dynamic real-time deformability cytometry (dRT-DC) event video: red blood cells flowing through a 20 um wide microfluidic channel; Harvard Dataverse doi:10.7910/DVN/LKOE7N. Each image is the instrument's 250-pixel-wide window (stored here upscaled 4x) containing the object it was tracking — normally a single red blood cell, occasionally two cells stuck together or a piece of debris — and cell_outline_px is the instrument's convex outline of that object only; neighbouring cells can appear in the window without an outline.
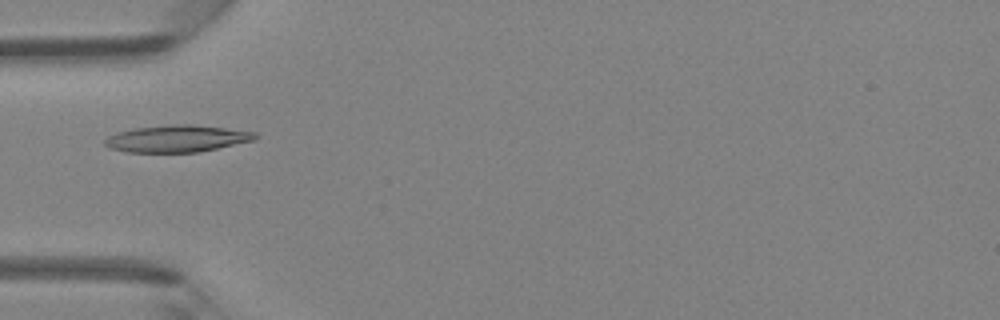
{"species": "Egyptian fruit bat (a non-hibernating species)", "species_latin": "Rousettus aegyptiacus", "temperature_condition": "room temperature", "stored_images_in_passage": 37, "camera_frame_rate_fps": 3000, "um_per_image_px": 0.085, "animal": {"sex": "female"}, "frame": {"image": 1, "passage_image": 5, "time_ms": 1.333, "image_size_px": [1000, 320], "cell_outline_px": [[260, 136], [252, 140], [200, 152], [128, 152], [108, 148], [104, 144], [104, 140], [108, 136], [116, 132], [136, 128], [172, 124], [192, 124], [256, 132]], "centroid_in_image_um": [15.01, 11.78], "position_along_channel_um": 70.0, "area_um2": 23.52}}
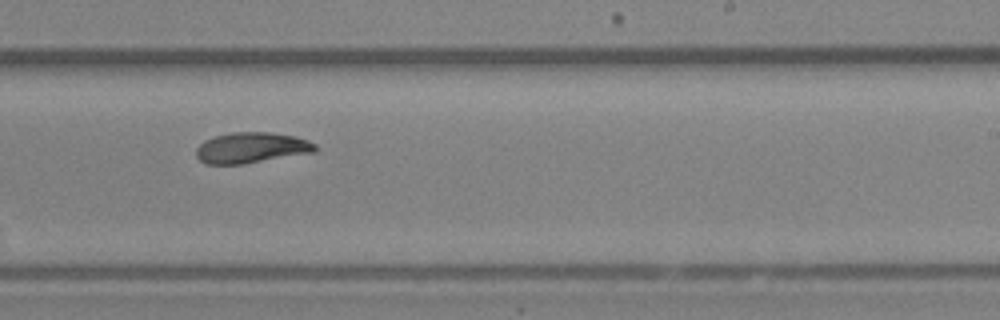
{"frame": {"image": 2, "passage_image": 19, "time_ms": 6.0, "image_size_px": [1000, 320], "cell_outline_px": [[316, 148], [312, 152], [244, 164], [204, 164], [196, 156], [196, 148], [204, 140], [216, 136], [232, 132], [272, 132], [296, 136], [308, 140], [316, 144]], "centroid_in_image_um": [21.34, 12.55], "position_along_channel_um": 267.7, "area_um2": 21.27}}
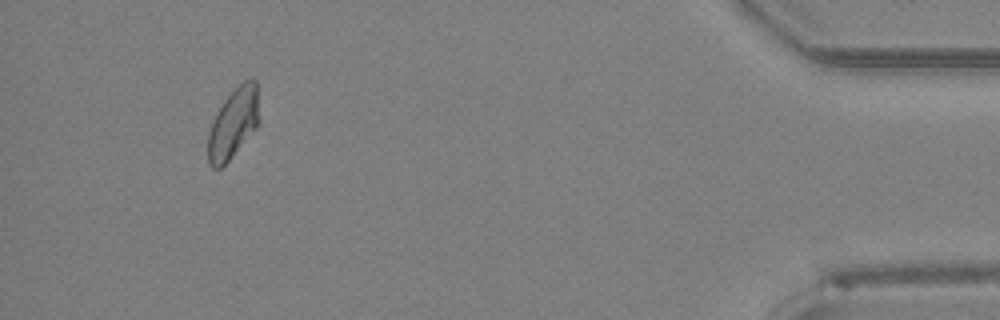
{"frame": {"image": 3, "passage_image": 34, "time_ms": 11.0, "image_size_px": [1000, 320], "cell_outline_px": [[256, 128], [228, 160], [220, 168], [212, 168], [208, 164], [208, 132], [212, 120], [224, 100], [248, 76], [252, 76], [256, 80]], "centroid_in_image_um": [19.77, 10.48], "position_along_channel_um": 415.4, "area_um2": 20.23}, "authors_computed_cell_mechanics": {"area_um2": 21.386, "velocity_mm_per_s": 4.2537, "shape_relaxation_time_tau1_ms": 5.8267, "shape_relaxation_time_tau2_ms": 5.2798, "deformation_change_tau1": 0.1433, "deformation_change_tau2": 0.0759}}